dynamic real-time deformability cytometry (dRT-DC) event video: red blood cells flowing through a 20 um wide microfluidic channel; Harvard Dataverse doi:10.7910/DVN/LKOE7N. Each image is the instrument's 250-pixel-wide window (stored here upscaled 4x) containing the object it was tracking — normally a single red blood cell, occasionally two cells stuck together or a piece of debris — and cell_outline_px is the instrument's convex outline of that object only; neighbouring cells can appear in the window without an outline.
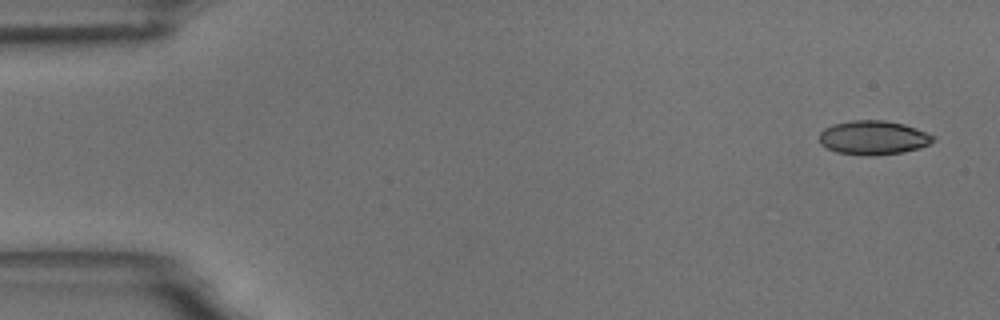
{"species": "common noctule bat (a hibernating species)", "species_latin": "Nyctalus noctula", "temperature_condition": "room temperature", "stored_images_in_passage": 5, "camera_frame_rate_fps": 3000, "um_per_image_px": 0.085, "animal": {"sex": "male", "body_mass_g": 18.8}, "frame": {"image": 1, "passage_image": 1, "time_ms": 0.0, "image_size_px": [1000, 320], "cell_outline_px": [[936, 140], [920, 148], [904, 152], [872, 156], [864, 156], [836, 152], [820, 144], [820, 132], [824, 128], [832, 124], [852, 120], [884, 120], [904, 124], [916, 128], [936, 136]], "centroid_in_image_um": [74.24, 11.7], "position_along_channel_um": 10.8, "area_um2": 22.83}}
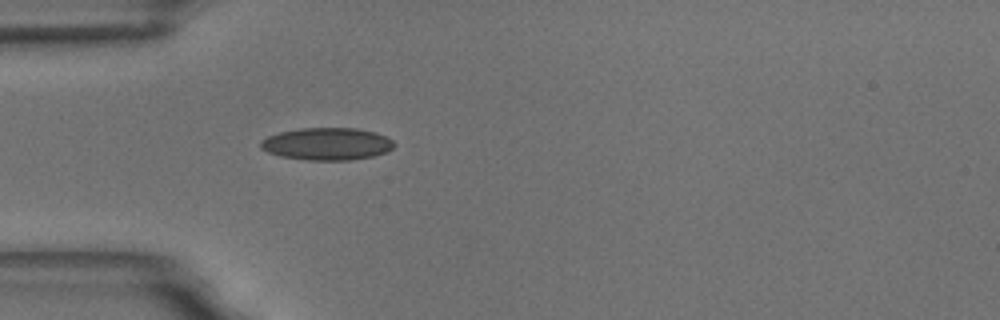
{"frame": {"image": 2, "passage_image": 5, "time_ms": 4.667, "image_size_px": [1000, 320], "cell_outline_px": [[396, 144], [388, 152], [372, 156], [348, 160], [308, 160], [280, 156], [268, 152], [260, 148], [260, 140], [268, 136], [280, 132], [300, 128], [356, 128], [376, 132], [392, 140]], "centroid_in_image_um": [27.79, 12.23], "position_along_channel_um": 57.2, "area_um2": 25.2}}